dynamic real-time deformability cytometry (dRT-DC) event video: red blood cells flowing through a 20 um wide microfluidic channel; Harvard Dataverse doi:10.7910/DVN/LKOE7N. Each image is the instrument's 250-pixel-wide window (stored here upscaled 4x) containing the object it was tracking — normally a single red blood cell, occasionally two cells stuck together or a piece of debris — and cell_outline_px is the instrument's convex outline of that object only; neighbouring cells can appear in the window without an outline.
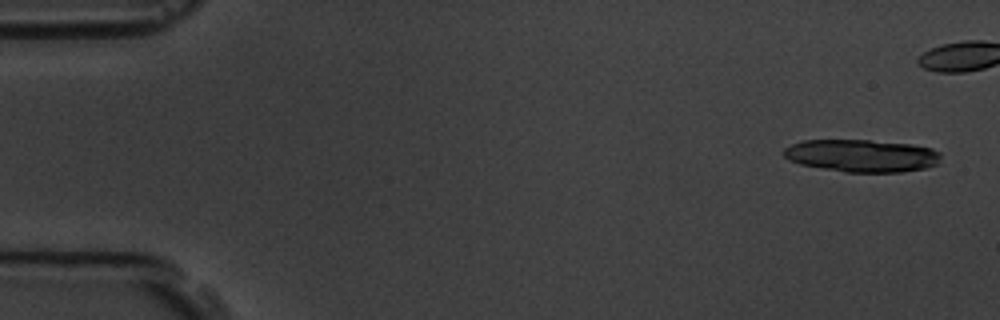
{"species": "common noctule bat (a hibernating species)", "species_latin": "Nyctalus noctula", "temperature_condition": "room temperature", "stored_images_in_passage": 17, "camera_frame_rate_fps": 3000, "um_per_image_px": 0.085, "animal": {"sex": "male", "body_mass_g": 19.5, "forearm_length_mm": 54.6}, "frame": {"image": 1, "passage_image": 3, "time_ms": 0.667, "image_size_px": [1000, 320], "cell_outline_px": [[940, 160], [936, 164], [924, 168], [900, 172], [844, 172], [820, 168], [800, 164], [788, 160], [784, 156], [784, 148], [792, 144], [804, 140], [868, 140], [912, 144], [932, 148], [940, 152]], "centroid_in_image_um": [73.24, 13.23], "position_along_channel_um": 11.8, "area_um2": 29.82}}